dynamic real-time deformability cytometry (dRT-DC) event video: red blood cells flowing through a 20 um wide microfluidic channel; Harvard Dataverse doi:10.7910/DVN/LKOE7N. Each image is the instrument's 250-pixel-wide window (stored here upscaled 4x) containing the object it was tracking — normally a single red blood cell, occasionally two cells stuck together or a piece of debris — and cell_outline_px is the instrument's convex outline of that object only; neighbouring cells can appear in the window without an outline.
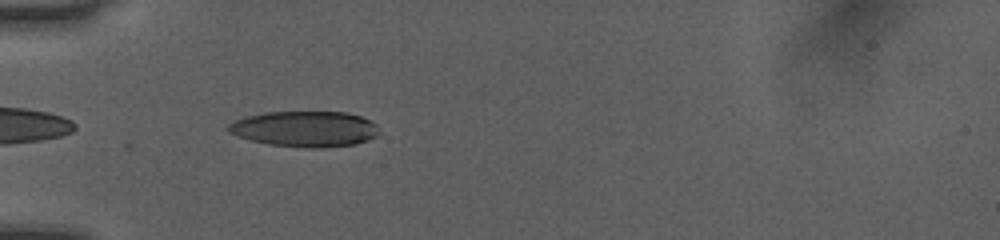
{"species": "human", "species_latin": "Homo sapiens", "temperature_condition": "room temperature", "stored_images_in_passage": 36, "camera_frame_rate_fps": 3000, "um_per_image_px": 0.085, "donor": {"sex": "female"}, "frame": {"image": 1, "passage_image": 2, "time_ms": 0.333, "image_size_px": [1000, 240], "cell_outline_px": [[380, 132], [376, 136], [356, 144], [320, 148], [308, 148], [268, 144], [236, 136], [228, 132], [224, 128], [228, 124], [236, 120], [248, 116], [264, 112], [348, 112], [360, 116], [376, 124]], "centroid_in_image_um": [25.9, 10.96], "position_along_channel_um": 59.1, "area_um2": 31.44}}
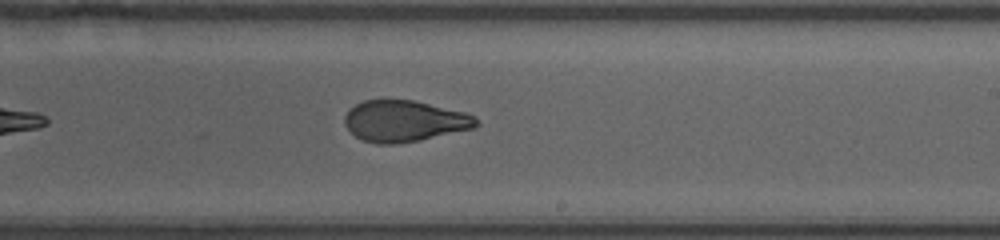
{"frame": {"image": 2, "passage_image": 17, "time_ms": 5.333, "image_size_px": [1000, 240], "cell_outline_px": [[480, 124], [472, 128], [420, 140], [396, 144], [376, 144], [364, 140], [356, 136], [344, 124], [344, 116], [356, 104], [364, 100], [412, 100], [464, 112], [476, 116]], "centroid_in_image_um": [34.37, 10.29], "position_along_channel_um": 254.6, "area_um2": 31.33}}
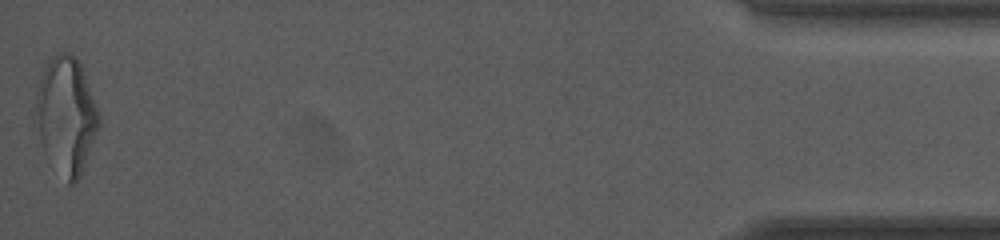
{"frame": {"image": 3, "passage_image": 36, "time_ms": 11.667, "image_size_px": [1000, 240], "cell_outline_px": [[100, 128], [80, 176], [72, 184], [68, 184], [44, 152], [40, 136], [36, 100], [36, 92], [40, 76], [48, 60], [56, 52], [68, 52], [80, 60], [100, 112]], "centroid_in_image_um": [5.68, 9.75], "position_along_channel_um": 429.5, "area_um2": 43.0}, "authors_computed_cell_mechanics": {"area_um2": 32.3391, "velocity_mm_per_s": 4.0886, "shape_relaxation_time_tau1_ms": 4.9559, "shape_relaxation_time_tau2_ms": 1.2315, "deformation_change_tau1": 0.2102, "deformation_change_tau2": 0.0777}}